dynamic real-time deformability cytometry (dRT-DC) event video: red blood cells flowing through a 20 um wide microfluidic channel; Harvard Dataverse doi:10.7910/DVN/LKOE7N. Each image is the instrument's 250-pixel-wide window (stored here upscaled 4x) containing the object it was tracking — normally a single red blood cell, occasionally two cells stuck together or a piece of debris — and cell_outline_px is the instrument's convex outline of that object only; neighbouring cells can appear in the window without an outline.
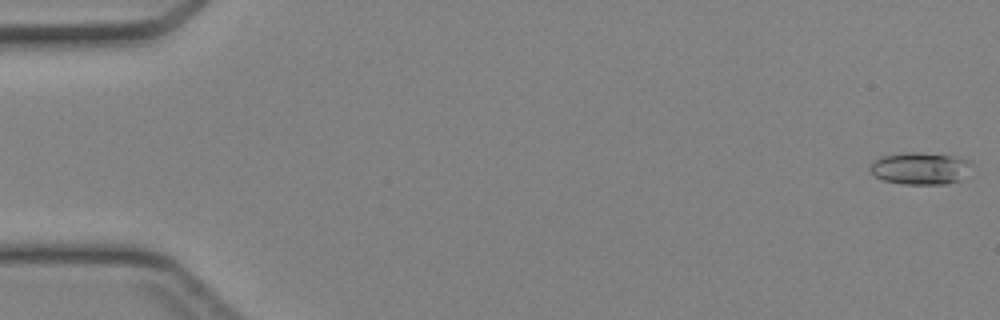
{"species": "Egyptian fruit bat (a non-hibernating species)", "species_latin": "Rousettus aegyptiacus", "temperature_condition": "cold", "stored_images_in_passage": 13, "camera_frame_rate_fps": 3000, "um_per_image_px": 0.085, "animal": {"sex": "female"}, "frame": {"image": 1, "passage_image": 1, "time_ms": 0.0, "image_size_px": [1000, 320], "cell_outline_px": [[972, 164], [960, 180], [948, 184], [904, 184], [884, 180], [868, 172], [868, 168], [880, 156], [904, 152], [920, 152], [960, 156], [972, 160]], "centroid_in_image_um": [78.23, 14.29], "position_along_channel_um": 6.8, "area_um2": 19.31}}
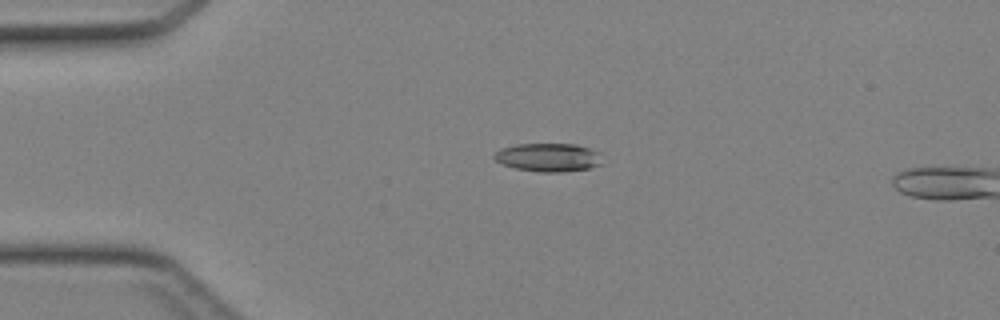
{"frame": {"image": 2, "passage_image": 11, "time_ms": 3.333, "image_size_px": [1000, 320], "cell_outline_px": [[604, 164], [588, 168], [560, 172], [540, 172], [516, 168], [504, 164], [496, 160], [492, 156], [500, 148], [516, 144], [576, 144], [600, 152]], "centroid_in_image_um": [46.64, 13.37], "position_along_channel_um": 38.4, "area_um2": 17.92}}